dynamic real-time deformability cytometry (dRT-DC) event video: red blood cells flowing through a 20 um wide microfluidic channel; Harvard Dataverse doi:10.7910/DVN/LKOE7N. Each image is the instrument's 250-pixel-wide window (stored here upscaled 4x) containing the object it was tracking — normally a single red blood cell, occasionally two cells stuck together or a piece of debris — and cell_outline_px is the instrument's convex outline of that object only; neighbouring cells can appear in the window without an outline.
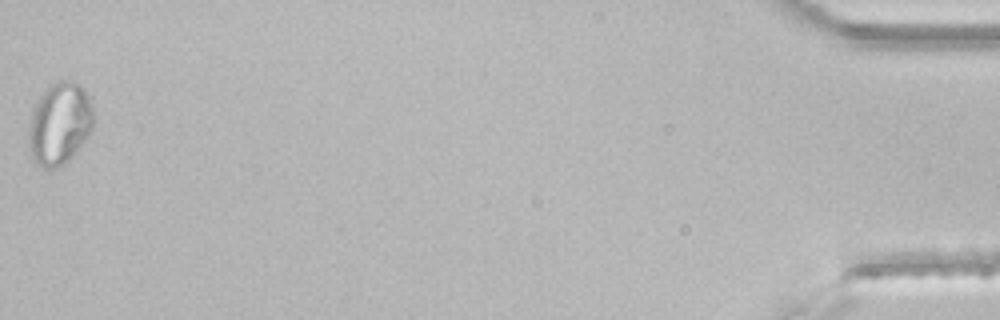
{"species": "common noctule bat (a hibernating species)", "species_latin": "Nyctalus noctula", "temperature_condition": "room temperature", "stored_images_in_passage": 38, "segment_of_instrument_passage": [2, 2], "camera_frame_rate_fps": 3000, "um_per_image_px": 0.085, "animal": {"sex": "male", "body_mass_g": 21.5, "forearm_length_mm": 52.0}, "frame": {"image": 1, "passage_image": 38, "time_ms": 12.333, "image_size_px": [1000, 320], "cell_outline_px": [[92, 128], [84, 140], [68, 160], [52, 168], [44, 168], [32, 156], [28, 144], [28, 132], [32, 112], [40, 96], [52, 84], [60, 80], [72, 80], [80, 84], [84, 88], [92, 112]], "centroid_in_image_um": [5.04, 10.48], "position_along_channel_um": 430.2, "area_um2": 30.11}}